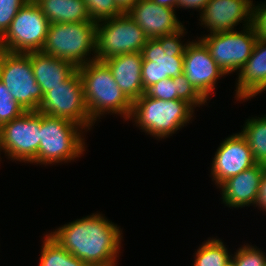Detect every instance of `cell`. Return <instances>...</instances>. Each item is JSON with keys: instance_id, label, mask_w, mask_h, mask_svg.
<instances>
[{"instance_id": "obj_8", "label": "cell", "mask_w": 266, "mask_h": 266, "mask_svg": "<svg viewBox=\"0 0 266 266\" xmlns=\"http://www.w3.org/2000/svg\"><path fill=\"white\" fill-rule=\"evenodd\" d=\"M0 81L25 111H38L43 93L27 54L0 50Z\"/></svg>"}, {"instance_id": "obj_32", "label": "cell", "mask_w": 266, "mask_h": 266, "mask_svg": "<svg viewBox=\"0 0 266 266\" xmlns=\"http://www.w3.org/2000/svg\"><path fill=\"white\" fill-rule=\"evenodd\" d=\"M258 40L266 41V2L252 5V24Z\"/></svg>"}, {"instance_id": "obj_12", "label": "cell", "mask_w": 266, "mask_h": 266, "mask_svg": "<svg viewBox=\"0 0 266 266\" xmlns=\"http://www.w3.org/2000/svg\"><path fill=\"white\" fill-rule=\"evenodd\" d=\"M183 73L207 101L214 94L218 79L226 75L199 38L186 47Z\"/></svg>"}, {"instance_id": "obj_3", "label": "cell", "mask_w": 266, "mask_h": 266, "mask_svg": "<svg viewBox=\"0 0 266 266\" xmlns=\"http://www.w3.org/2000/svg\"><path fill=\"white\" fill-rule=\"evenodd\" d=\"M194 108L186 101L161 100L144 93L132 102L128 121L132 120L139 130L157 140L176 134L182 127L193 120ZM191 120V121H190Z\"/></svg>"}, {"instance_id": "obj_34", "label": "cell", "mask_w": 266, "mask_h": 266, "mask_svg": "<svg viewBox=\"0 0 266 266\" xmlns=\"http://www.w3.org/2000/svg\"><path fill=\"white\" fill-rule=\"evenodd\" d=\"M210 0H177L176 8L195 9L200 13Z\"/></svg>"}, {"instance_id": "obj_36", "label": "cell", "mask_w": 266, "mask_h": 266, "mask_svg": "<svg viewBox=\"0 0 266 266\" xmlns=\"http://www.w3.org/2000/svg\"><path fill=\"white\" fill-rule=\"evenodd\" d=\"M155 3L176 9L177 0H153Z\"/></svg>"}, {"instance_id": "obj_22", "label": "cell", "mask_w": 266, "mask_h": 266, "mask_svg": "<svg viewBox=\"0 0 266 266\" xmlns=\"http://www.w3.org/2000/svg\"><path fill=\"white\" fill-rule=\"evenodd\" d=\"M242 129L256 164L266 167V114L247 119Z\"/></svg>"}, {"instance_id": "obj_10", "label": "cell", "mask_w": 266, "mask_h": 266, "mask_svg": "<svg viewBox=\"0 0 266 266\" xmlns=\"http://www.w3.org/2000/svg\"><path fill=\"white\" fill-rule=\"evenodd\" d=\"M38 112L51 117L68 119L82 126L85 131L92 130L94 122L85 104L83 83L78 70L61 85L43 95Z\"/></svg>"}, {"instance_id": "obj_2", "label": "cell", "mask_w": 266, "mask_h": 266, "mask_svg": "<svg viewBox=\"0 0 266 266\" xmlns=\"http://www.w3.org/2000/svg\"><path fill=\"white\" fill-rule=\"evenodd\" d=\"M77 70L83 83L85 104L91 120L97 123L102 116L110 113L128 121L132 102L115 82L107 64L104 61L93 60L78 67Z\"/></svg>"}, {"instance_id": "obj_37", "label": "cell", "mask_w": 266, "mask_h": 266, "mask_svg": "<svg viewBox=\"0 0 266 266\" xmlns=\"http://www.w3.org/2000/svg\"><path fill=\"white\" fill-rule=\"evenodd\" d=\"M227 266H234L232 262H230Z\"/></svg>"}, {"instance_id": "obj_14", "label": "cell", "mask_w": 266, "mask_h": 266, "mask_svg": "<svg viewBox=\"0 0 266 266\" xmlns=\"http://www.w3.org/2000/svg\"><path fill=\"white\" fill-rule=\"evenodd\" d=\"M253 0H210L199 15V24L209 34L236 30L252 24ZM235 27V28H234Z\"/></svg>"}, {"instance_id": "obj_13", "label": "cell", "mask_w": 266, "mask_h": 266, "mask_svg": "<svg viewBox=\"0 0 266 266\" xmlns=\"http://www.w3.org/2000/svg\"><path fill=\"white\" fill-rule=\"evenodd\" d=\"M256 165L245 137L240 133L225 138L211 163L210 177L217 188L227 179Z\"/></svg>"}, {"instance_id": "obj_5", "label": "cell", "mask_w": 266, "mask_h": 266, "mask_svg": "<svg viewBox=\"0 0 266 266\" xmlns=\"http://www.w3.org/2000/svg\"><path fill=\"white\" fill-rule=\"evenodd\" d=\"M95 51L96 22L94 21L50 24L41 49L42 53L69 61L77 68L95 60Z\"/></svg>"}, {"instance_id": "obj_1", "label": "cell", "mask_w": 266, "mask_h": 266, "mask_svg": "<svg viewBox=\"0 0 266 266\" xmlns=\"http://www.w3.org/2000/svg\"><path fill=\"white\" fill-rule=\"evenodd\" d=\"M103 215L92 213L48 234L88 266H118L122 228Z\"/></svg>"}, {"instance_id": "obj_17", "label": "cell", "mask_w": 266, "mask_h": 266, "mask_svg": "<svg viewBox=\"0 0 266 266\" xmlns=\"http://www.w3.org/2000/svg\"><path fill=\"white\" fill-rule=\"evenodd\" d=\"M265 169V166L256 164L224 181L218 187L223 204L232 209L255 206Z\"/></svg>"}, {"instance_id": "obj_23", "label": "cell", "mask_w": 266, "mask_h": 266, "mask_svg": "<svg viewBox=\"0 0 266 266\" xmlns=\"http://www.w3.org/2000/svg\"><path fill=\"white\" fill-rule=\"evenodd\" d=\"M43 236L39 266H88L63 248L48 233Z\"/></svg>"}, {"instance_id": "obj_30", "label": "cell", "mask_w": 266, "mask_h": 266, "mask_svg": "<svg viewBox=\"0 0 266 266\" xmlns=\"http://www.w3.org/2000/svg\"><path fill=\"white\" fill-rule=\"evenodd\" d=\"M185 34H187L186 27L177 31L176 33L164 35L156 38L160 43L164 52L173 53V56H184L187 45L190 41L187 40L186 43L181 41Z\"/></svg>"}, {"instance_id": "obj_19", "label": "cell", "mask_w": 266, "mask_h": 266, "mask_svg": "<svg viewBox=\"0 0 266 266\" xmlns=\"http://www.w3.org/2000/svg\"><path fill=\"white\" fill-rule=\"evenodd\" d=\"M142 61L141 52L127 53L104 60L115 82L131 102L145 93L142 82Z\"/></svg>"}, {"instance_id": "obj_16", "label": "cell", "mask_w": 266, "mask_h": 266, "mask_svg": "<svg viewBox=\"0 0 266 266\" xmlns=\"http://www.w3.org/2000/svg\"><path fill=\"white\" fill-rule=\"evenodd\" d=\"M141 54L144 91L160 80L174 78L183 73L184 56H173V53L164 52L157 39H148Z\"/></svg>"}, {"instance_id": "obj_15", "label": "cell", "mask_w": 266, "mask_h": 266, "mask_svg": "<svg viewBox=\"0 0 266 266\" xmlns=\"http://www.w3.org/2000/svg\"><path fill=\"white\" fill-rule=\"evenodd\" d=\"M176 10L153 0H138L126 13L142 28L148 39H156L176 33L184 27Z\"/></svg>"}, {"instance_id": "obj_26", "label": "cell", "mask_w": 266, "mask_h": 266, "mask_svg": "<svg viewBox=\"0 0 266 266\" xmlns=\"http://www.w3.org/2000/svg\"><path fill=\"white\" fill-rule=\"evenodd\" d=\"M231 262L234 266H266V253L255 245L243 244L232 254Z\"/></svg>"}, {"instance_id": "obj_25", "label": "cell", "mask_w": 266, "mask_h": 266, "mask_svg": "<svg viewBox=\"0 0 266 266\" xmlns=\"http://www.w3.org/2000/svg\"><path fill=\"white\" fill-rule=\"evenodd\" d=\"M91 21L99 22L120 16L124 12L118 7L115 0H83Z\"/></svg>"}, {"instance_id": "obj_20", "label": "cell", "mask_w": 266, "mask_h": 266, "mask_svg": "<svg viewBox=\"0 0 266 266\" xmlns=\"http://www.w3.org/2000/svg\"><path fill=\"white\" fill-rule=\"evenodd\" d=\"M26 54L31 58L33 74L43 95L61 85L78 69L69 61L44 54L41 51Z\"/></svg>"}, {"instance_id": "obj_29", "label": "cell", "mask_w": 266, "mask_h": 266, "mask_svg": "<svg viewBox=\"0 0 266 266\" xmlns=\"http://www.w3.org/2000/svg\"><path fill=\"white\" fill-rule=\"evenodd\" d=\"M29 0H0V39L9 29L17 12Z\"/></svg>"}, {"instance_id": "obj_6", "label": "cell", "mask_w": 266, "mask_h": 266, "mask_svg": "<svg viewBox=\"0 0 266 266\" xmlns=\"http://www.w3.org/2000/svg\"><path fill=\"white\" fill-rule=\"evenodd\" d=\"M147 40L142 28L128 13L96 22L95 60L141 52Z\"/></svg>"}, {"instance_id": "obj_7", "label": "cell", "mask_w": 266, "mask_h": 266, "mask_svg": "<svg viewBox=\"0 0 266 266\" xmlns=\"http://www.w3.org/2000/svg\"><path fill=\"white\" fill-rule=\"evenodd\" d=\"M50 22L34 0L16 14L4 36L0 50L11 53L38 52L44 46Z\"/></svg>"}, {"instance_id": "obj_11", "label": "cell", "mask_w": 266, "mask_h": 266, "mask_svg": "<svg viewBox=\"0 0 266 266\" xmlns=\"http://www.w3.org/2000/svg\"><path fill=\"white\" fill-rule=\"evenodd\" d=\"M242 28L241 31L218 32L199 37L226 75L241 70L257 41L252 25Z\"/></svg>"}, {"instance_id": "obj_21", "label": "cell", "mask_w": 266, "mask_h": 266, "mask_svg": "<svg viewBox=\"0 0 266 266\" xmlns=\"http://www.w3.org/2000/svg\"><path fill=\"white\" fill-rule=\"evenodd\" d=\"M50 24L91 21L83 0H34Z\"/></svg>"}, {"instance_id": "obj_33", "label": "cell", "mask_w": 266, "mask_h": 266, "mask_svg": "<svg viewBox=\"0 0 266 266\" xmlns=\"http://www.w3.org/2000/svg\"><path fill=\"white\" fill-rule=\"evenodd\" d=\"M254 207H259L260 211L262 210L263 212H266V169L261 179L258 196Z\"/></svg>"}, {"instance_id": "obj_28", "label": "cell", "mask_w": 266, "mask_h": 266, "mask_svg": "<svg viewBox=\"0 0 266 266\" xmlns=\"http://www.w3.org/2000/svg\"><path fill=\"white\" fill-rule=\"evenodd\" d=\"M177 87V99L186 101L194 109L208 102L189 82L184 73H181L173 78Z\"/></svg>"}, {"instance_id": "obj_35", "label": "cell", "mask_w": 266, "mask_h": 266, "mask_svg": "<svg viewBox=\"0 0 266 266\" xmlns=\"http://www.w3.org/2000/svg\"><path fill=\"white\" fill-rule=\"evenodd\" d=\"M118 7L126 13L133 5H135L138 0H115Z\"/></svg>"}, {"instance_id": "obj_24", "label": "cell", "mask_w": 266, "mask_h": 266, "mask_svg": "<svg viewBox=\"0 0 266 266\" xmlns=\"http://www.w3.org/2000/svg\"><path fill=\"white\" fill-rule=\"evenodd\" d=\"M222 241L212 237L203 242L195 252L193 266H227L232 254Z\"/></svg>"}, {"instance_id": "obj_4", "label": "cell", "mask_w": 266, "mask_h": 266, "mask_svg": "<svg viewBox=\"0 0 266 266\" xmlns=\"http://www.w3.org/2000/svg\"><path fill=\"white\" fill-rule=\"evenodd\" d=\"M84 130V131H83ZM85 129L65 118L40 113V144L37 165L67 163L86 151Z\"/></svg>"}, {"instance_id": "obj_9", "label": "cell", "mask_w": 266, "mask_h": 266, "mask_svg": "<svg viewBox=\"0 0 266 266\" xmlns=\"http://www.w3.org/2000/svg\"><path fill=\"white\" fill-rule=\"evenodd\" d=\"M40 144V112L26 111L0 127V152L10 161L34 163Z\"/></svg>"}, {"instance_id": "obj_18", "label": "cell", "mask_w": 266, "mask_h": 266, "mask_svg": "<svg viewBox=\"0 0 266 266\" xmlns=\"http://www.w3.org/2000/svg\"><path fill=\"white\" fill-rule=\"evenodd\" d=\"M237 73V101H248L266 91V41L257 39L251 56Z\"/></svg>"}, {"instance_id": "obj_27", "label": "cell", "mask_w": 266, "mask_h": 266, "mask_svg": "<svg viewBox=\"0 0 266 266\" xmlns=\"http://www.w3.org/2000/svg\"><path fill=\"white\" fill-rule=\"evenodd\" d=\"M26 112L0 81V127Z\"/></svg>"}, {"instance_id": "obj_31", "label": "cell", "mask_w": 266, "mask_h": 266, "mask_svg": "<svg viewBox=\"0 0 266 266\" xmlns=\"http://www.w3.org/2000/svg\"><path fill=\"white\" fill-rule=\"evenodd\" d=\"M145 93L152 98L165 101L177 99V87L173 78H166L158 81L149 87Z\"/></svg>"}]
</instances>
